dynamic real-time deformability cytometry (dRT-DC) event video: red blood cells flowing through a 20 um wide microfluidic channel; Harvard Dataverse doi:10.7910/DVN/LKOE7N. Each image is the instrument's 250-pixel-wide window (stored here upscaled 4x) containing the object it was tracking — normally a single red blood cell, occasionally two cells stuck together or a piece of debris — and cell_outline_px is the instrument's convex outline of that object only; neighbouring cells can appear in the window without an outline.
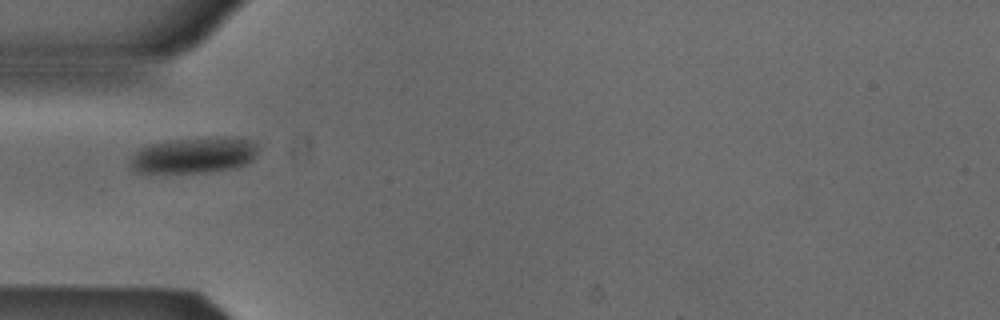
{"species": "Egyptian fruit bat (a non-hibernating species)", "species_latin": "Rousettus aegyptiacus", "temperature_condition": "cold", "stored_images_in_passage": 3, "camera_frame_rate_fps": 3000, "um_per_image_px": 0.085, "animal": {"sex": "male"}, "frame": {"image": 1, "passage_image": 1, "time_ms": 0.0, "image_size_px": [1000, 320], "cell_outline_px": [[256, 152], [252, 160], [248, 164], [236, 168], [204, 172], [136, 172], [128, 164], [132, 156], [140, 148], [152, 144], [168, 140], [216, 136], [236, 136], [252, 140], [256, 144]], "centroid_in_image_um": [16.53, 13.17], "position_along_channel_um": 68.5, "area_um2": 27.05}}
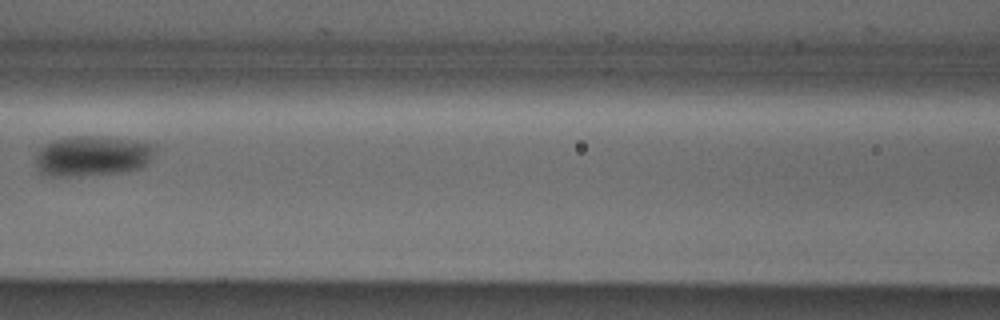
{"frame": {"image": 2, "passage_image": 3, "time_ms": 0.667, "image_size_px": [1000, 320], "cell_outline_px": [[156, 144], [152, 156], [148, 164], [144, 168], [124, 172], [76, 176], [52, 176], [40, 172], [36, 168], [36, 152], [40, 148], [52, 140], [76, 136], [100, 136]], "centroid_in_image_um": [7.85, 13.27], "position_along_channel_um": 158.7, "area_um2": 28.21}}